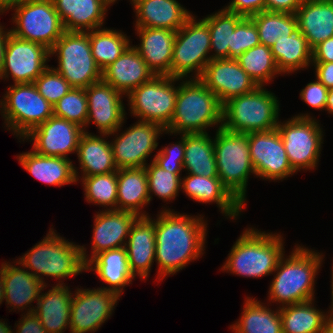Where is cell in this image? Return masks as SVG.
I'll return each instance as SVG.
<instances>
[{"label":"cell","mask_w":333,"mask_h":333,"mask_svg":"<svg viewBox=\"0 0 333 333\" xmlns=\"http://www.w3.org/2000/svg\"><path fill=\"white\" fill-rule=\"evenodd\" d=\"M75 292L70 310V333H94L110 318L120 299L116 293L101 288H77Z\"/></svg>","instance_id":"obj_16"},{"label":"cell","mask_w":333,"mask_h":333,"mask_svg":"<svg viewBox=\"0 0 333 333\" xmlns=\"http://www.w3.org/2000/svg\"><path fill=\"white\" fill-rule=\"evenodd\" d=\"M120 130L121 127L108 134V136L117 134L110 144L118 169L145 167L147 158L158 146L157 139L162 133H167L162 125L139 120L123 133H117Z\"/></svg>","instance_id":"obj_14"},{"label":"cell","mask_w":333,"mask_h":333,"mask_svg":"<svg viewBox=\"0 0 333 333\" xmlns=\"http://www.w3.org/2000/svg\"><path fill=\"white\" fill-rule=\"evenodd\" d=\"M16 158L26 171L47 185L64 186L79 181L77 169L69 158L44 156L34 150Z\"/></svg>","instance_id":"obj_29"},{"label":"cell","mask_w":333,"mask_h":333,"mask_svg":"<svg viewBox=\"0 0 333 333\" xmlns=\"http://www.w3.org/2000/svg\"><path fill=\"white\" fill-rule=\"evenodd\" d=\"M295 14L311 49L333 37V1L303 0Z\"/></svg>","instance_id":"obj_32"},{"label":"cell","mask_w":333,"mask_h":333,"mask_svg":"<svg viewBox=\"0 0 333 333\" xmlns=\"http://www.w3.org/2000/svg\"><path fill=\"white\" fill-rule=\"evenodd\" d=\"M140 44L133 47L155 75L171 76V61L176 31L135 27Z\"/></svg>","instance_id":"obj_26"},{"label":"cell","mask_w":333,"mask_h":333,"mask_svg":"<svg viewBox=\"0 0 333 333\" xmlns=\"http://www.w3.org/2000/svg\"><path fill=\"white\" fill-rule=\"evenodd\" d=\"M65 31L87 32L103 26L107 0H52Z\"/></svg>","instance_id":"obj_28"},{"label":"cell","mask_w":333,"mask_h":333,"mask_svg":"<svg viewBox=\"0 0 333 333\" xmlns=\"http://www.w3.org/2000/svg\"><path fill=\"white\" fill-rule=\"evenodd\" d=\"M94 217L90 257L86 254V248L81 246V255L85 265L101 252L125 247L130 229L139 216L130 211L104 209Z\"/></svg>","instance_id":"obj_21"},{"label":"cell","mask_w":333,"mask_h":333,"mask_svg":"<svg viewBox=\"0 0 333 333\" xmlns=\"http://www.w3.org/2000/svg\"><path fill=\"white\" fill-rule=\"evenodd\" d=\"M224 9L244 17H251L265 11V0H232Z\"/></svg>","instance_id":"obj_49"},{"label":"cell","mask_w":333,"mask_h":333,"mask_svg":"<svg viewBox=\"0 0 333 333\" xmlns=\"http://www.w3.org/2000/svg\"><path fill=\"white\" fill-rule=\"evenodd\" d=\"M108 134L94 135L84 132L78 143L77 156L82 177L117 172ZM104 137V138H103ZM83 171V172H82Z\"/></svg>","instance_id":"obj_33"},{"label":"cell","mask_w":333,"mask_h":333,"mask_svg":"<svg viewBox=\"0 0 333 333\" xmlns=\"http://www.w3.org/2000/svg\"><path fill=\"white\" fill-rule=\"evenodd\" d=\"M197 17L191 16L176 31L171 61V77L187 79L195 72L193 79H199L210 55V32L208 25ZM209 54V55H208Z\"/></svg>","instance_id":"obj_10"},{"label":"cell","mask_w":333,"mask_h":333,"mask_svg":"<svg viewBox=\"0 0 333 333\" xmlns=\"http://www.w3.org/2000/svg\"><path fill=\"white\" fill-rule=\"evenodd\" d=\"M244 16L225 10L204 17L202 20L208 25L210 32V49H214L211 60L229 59V48L231 46V34L236 25Z\"/></svg>","instance_id":"obj_40"},{"label":"cell","mask_w":333,"mask_h":333,"mask_svg":"<svg viewBox=\"0 0 333 333\" xmlns=\"http://www.w3.org/2000/svg\"><path fill=\"white\" fill-rule=\"evenodd\" d=\"M56 55L61 74L72 88H87L102 80V71L92 56L89 31H65L50 49V56Z\"/></svg>","instance_id":"obj_8"},{"label":"cell","mask_w":333,"mask_h":333,"mask_svg":"<svg viewBox=\"0 0 333 333\" xmlns=\"http://www.w3.org/2000/svg\"><path fill=\"white\" fill-rule=\"evenodd\" d=\"M241 317L230 325L234 333H282L280 309L271 310L256 298L247 297Z\"/></svg>","instance_id":"obj_37"},{"label":"cell","mask_w":333,"mask_h":333,"mask_svg":"<svg viewBox=\"0 0 333 333\" xmlns=\"http://www.w3.org/2000/svg\"><path fill=\"white\" fill-rule=\"evenodd\" d=\"M13 11L16 27L10 33L20 39L40 43L50 50L65 32L52 0H28Z\"/></svg>","instance_id":"obj_13"},{"label":"cell","mask_w":333,"mask_h":333,"mask_svg":"<svg viewBox=\"0 0 333 333\" xmlns=\"http://www.w3.org/2000/svg\"><path fill=\"white\" fill-rule=\"evenodd\" d=\"M325 110H327L329 114L333 115V88L328 89V96H327Z\"/></svg>","instance_id":"obj_58"},{"label":"cell","mask_w":333,"mask_h":333,"mask_svg":"<svg viewBox=\"0 0 333 333\" xmlns=\"http://www.w3.org/2000/svg\"><path fill=\"white\" fill-rule=\"evenodd\" d=\"M4 301V284H3V279L0 274V305Z\"/></svg>","instance_id":"obj_62"},{"label":"cell","mask_w":333,"mask_h":333,"mask_svg":"<svg viewBox=\"0 0 333 333\" xmlns=\"http://www.w3.org/2000/svg\"><path fill=\"white\" fill-rule=\"evenodd\" d=\"M135 9V27L177 31L192 14L177 0H131Z\"/></svg>","instance_id":"obj_27"},{"label":"cell","mask_w":333,"mask_h":333,"mask_svg":"<svg viewBox=\"0 0 333 333\" xmlns=\"http://www.w3.org/2000/svg\"><path fill=\"white\" fill-rule=\"evenodd\" d=\"M83 133V128L77 124L53 115L33 128L22 140L33 141L32 150L40 155L68 158L69 153L77 154Z\"/></svg>","instance_id":"obj_18"},{"label":"cell","mask_w":333,"mask_h":333,"mask_svg":"<svg viewBox=\"0 0 333 333\" xmlns=\"http://www.w3.org/2000/svg\"><path fill=\"white\" fill-rule=\"evenodd\" d=\"M22 316L20 321H18L19 323L17 325L15 323L18 329H16V333H47L34 312L26 313Z\"/></svg>","instance_id":"obj_50"},{"label":"cell","mask_w":333,"mask_h":333,"mask_svg":"<svg viewBox=\"0 0 333 333\" xmlns=\"http://www.w3.org/2000/svg\"><path fill=\"white\" fill-rule=\"evenodd\" d=\"M179 80L182 79L155 75L150 81L136 87L127 95L131 114L139 121L153 122L166 129L175 111L178 94L175 83Z\"/></svg>","instance_id":"obj_11"},{"label":"cell","mask_w":333,"mask_h":333,"mask_svg":"<svg viewBox=\"0 0 333 333\" xmlns=\"http://www.w3.org/2000/svg\"><path fill=\"white\" fill-rule=\"evenodd\" d=\"M26 1L28 0H0V14L9 9H15Z\"/></svg>","instance_id":"obj_57"},{"label":"cell","mask_w":333,"mask_h":333,"mask_svg":"<svg viewBox=\"0 0 333 333\" xmlns=\"http://www.w3.org/2000/svg\"><path fill=\"white\" fill-rule=\"evenodd\" d=\"M311 1H333V0H311Z\"/></svg>","instance_id":"obj_64"},{"label":"cell","mask_w":333,"mask_h":333,"mask_svg":"<svg viewBox=\"0 0 333 333\" xmlns=\"http://www.w3.org/2000/svg\"><path fill=\"white\" fill-rule=\"evenodd\" d=\"M277 130L295 172L317 167L323 144V131L315 118L308 113L295 115L286 122L280 121Z\"/></svg>","instance_id":"obj_12"},{"label":"cell","mask_w":333,"mask_h":333,"mask_svg":"<svg viewBox=\"0 0 333 333\" xmlns=\"http://www.w3.org/2000/svg\"><path fill=\"white\" fill-rule=\"evenodd\" d=\"M258 86L254 91L233 97L223 104L222 128L236 133L265 132L279 124V100Z\"/></svg>","instance_id":"obj_6"},{"label":"cell","mask_w":333,"mask_h":333,"mask_svg":"<svg viewBox=\"0 0 333 333\" xmlns=\"http://www.w3.org/2000/svg\"><path fill=\"white\" fill-rule=\"evenodd\" d=\"M88 203L117 210V172L81 177ZM109 206V209H108Z\"/></svg>","instance_id":"obj_43"},{"label":"cell","mask_w":333,"mask_h":333,"mask_svg":"<svg viewBox=\"0 0 333 333\" xmlns=\"http://www.w3.org/2000/svg\"><path fill=\"white\" fill-rule=\"evenodd\" d=\"M321 333H333V318L332 317H329L326 320L323 331Z\"/></svg>","instance_id":"obj_59"},{"label":"cell","mask_w":333,"mask_h":333,"mask_svg":"<svg viewBox=\"0 0 333 333\" xmlns=\"http://www.w3.org/2000/svg\"><path fill=\"white\" fill-rule=\"evenodd\" d=\"M333 265V264H332ZM332 277H331V307H329L330 308V310H328L327 311V313H328V316L329 317H332L333 318V266H332Z\"/></svg>","instance_id":"obj_61"},{"label":"cell","mask_w":333,"mask_h":333,"mask_svg":"<svg viewBox=\"0 0 333 333\" xmlns=\"http://www.w3.org/2000/svg\"><path fill=\"white\" fill-rule=\"evenodd\" d=\"M55 285L47 293H42L47 288V284L43 285L37 306L26 309L27 313H35L47 333H63L67 327L70 329L73 293L65 284Z\"/></svg>","instance_id":"obj_24"},{"label":"cell","mask_w":333,"mask_h":333,"mask_svg":"<svg viewBox=\"0 0 333 333\" xmlns=\"http://www.w3.org/2000/svg\"><path fill=\"white\" fill-rule=\"evenodd\" d=\"M111 5L114 4L117 0H107ZM131 1V0H130Z\"/></svg>","instance_id":"obj_63"},{"label":"cell","mask_w":333,"mask_h":333,"mask_svg":"<svg viewBox=\"0 0 333 333\" xmlns=\"http://www.w3.org/2000/svg\"><path fill=\"white\" fill-rule=\"evenodd\" d=\"M85 270L95 271L97 277L109 285L101 289L114 292L119 297L123 294V288L132 284L135 277L130 270L125 247L99 253L86 264Z\"/></svg>","instance_id":"obj_31"},{"label":"cell","mask_w":333,"mask_h":333,"mask_svg":"<svg viewBox=\"0 0 333 333\" xmlns=\"http://www.w3.org/2000/svg\"><path fill=\"white\" fill-rule=\"evenodd\" d=\"M38 92L54 106L72 88L53 67H48L34 82Z\"/></svg>","instance_id":"obj_47"},{"label":"cell","mask_w":333,"mask_h":333,"mask_svg":"<svg viewBox=\"0 0 333 333\" xmlns=\"http://www.w3.org/2000/svg\"><path fill=\"white\" fill-rule=\"evenodd\" d=\"M183 169L187 174L218 177L214 139L207 133H185Z\"/></svg>","instance_id":"obj_36"},{"label":"cell","mask_w":333,"mask_h":333,"mask_svg":"<svg viewBox=\"0 0 333 333\" xmlns=\"http://www.w3.org/2000/svg\"><path fill=\"white\" fill-rule=\"evenodd\" d=\"M150 203L145 167L118 169L117 210L148 216L142 209ZM141 210V211H140Z\"/></svg>","instance_id":"obj_34"},{"label":"cell","mask_w":333,"mask_h":333,"mask_svg":"<svg viewBox=\"0 0 333 333\" xmlns=\"http://www.w3.org/2000/svg\"><path fill=\"white\" fill-rule=\"evenodd\" d=\"M186 196L196 202L216 203L221 213L227 218L235 219L241 213L244 206L222 184L219 177L208 178L194 174H188L181 178V190Z\"/></svg>","instance_id":"obj_25"},{"label":"cell","mask_w":333,"mask_h":333,"mask_svg":"<svg viewBox=\"0 0 333 333\" xmlns=\"http://www.w3.org/2000/svg\"><path fill=\"white\" fill-rule=\"evenodd\" d=\"M0 333H13V330L5 321L0 320Z\"/></svg>","instance_id":"obj_60"},{"label":"cell","mask_w":333,"mask_h":333,"mask_svg":"<svg viewBox=\"0 0 333 333\" xmlns=\"http://www.w3.org/2000/svg\"><path fill=\"white\" fill-rule=\"evenodd\" d=\"M88 103L86 127L92 122L100 134H111L122 127L125 118L123 94L103 80L85 88Z\"/></svg>","instance_id":"obj_19"},{"label":"cell","mask_w":333,"mask_h":333,"mask_svg":"<svg viewBox=\"0 0 333 333\" xmlns=\"http://www.w3.org/2000/svg\"><path fill=\"white\" fill-rule=\"evenodd\" d=\"M260 44L258 30L250 17H244L231 34L229 59H237L250 48Z\"/></svg>","instance_id":"obj_46"},{"label":"cell","mask_w":333,"mask_h":333,"mask_svg":"<svg viewBox=\"0 0 333 333\" xmlns=\"http://www.w3.org/2000/svg\"><path fill=\"white\" fill-rule=\"evenodd\" d=\"M153 161L162 169L171 173H180L183 170L184 159L167 158L160 151L154 155Z\"/></svg>","instance_id":"obj_54"},{"label":"cell","mask_w":333,"mask_h":333,"mask_svg":"<svg viewBox=\"0 0 333 333\" xmlns=\"http://www.w3.org/2000/svg\"><path fill=\"white\" fill-rule=\"evenodd\" d=\"M11 262L1 264L0 274L4 284V299L11 311L15 308L25 310L33 301H38L43 283L33 276L27 269L16 267ZM29 305V306H28ZM13 307V308H12Z\"/></svg>","instance_id":"obj_30"},{"label":"cell","mask_w":333,"mask_h":333,"mask_svg":"<svg viewBox=\"0 0 333 333\" xmlns=\"http://www.w3.org/2000/svg\"><path fill=\"white\" fill-rule=\"evenodd\" d=\"M223 104L199 79H184L178 86L175 111L166 132L207 133L206 128L222 126Z\"/></svg>","instance_id":"obj_4"},{"label":"cell","mask_w":333,"mask_h":333,"mask_svg":"<svg viewBox=\"0 0 333 333\" xmlns=\"http://www.w3.org/2000/svg\"><path fill=\"white\" fill-rule=\"evenodd\" d=\"M316 78L327 88H333V62H312Z\"/></svg>","instance_id":"obj_53"},{"label":"cell","mask_w":333,"mask_h":333,"mask_svg":"<svg viewBox=\"0 0 333 333\" xmlns=\"http://www.w3.org/2000/svg\"><path fill=\"white\" fill-rule=\"evenodd\" d=\"M313 305L310 300L279 308L282 333H321L329 316Z\"/></svg>","instance_id":"obj_38"},{"label":"cell","mask_w":333,"mask_h":333,"mask_svg":"<svg viewBox=\"0 0 333 333\" xmlns=\"http://www.w3.org/2000/svg\"><path fill=\"white\" fill-rule=\"evenodd\" d=\"M181 140L175 144L162 147L159 151L167 158L184 159L185 134H180Z\"/></svg>","instance_id":"obj_55"},{"label":"cell","mask_w":333,"mask_h":333,"mask_svg":"<svg viewBox=\"0 0 333 333\" xmlns=\"http://www.w3.org/2000/svg\"><path fill=\"white\" fill-rule=\"evenodd\" d=\"M271 51L281 74L289 75L312 64V49L299 27L290 36L278 38Z\"/></svg>","instance_id":"obj_35"},{"label":"cell","mask_w":333,"mask_h":333,"mask_svg":"<svg viewBox=\"0 0 333 333\" xmlns=\"http://www.w3.org/2000/svg\"><path fill=\"white\" fill-rule=\"evenodd\" d=\"M322 253L297 245L288 258L283 255L275 269L268 300L280 307L314 300L315 279L322 266ZM282 304V305H281Z\"/></svg>","instance_id":"obj_2"},{"label":"cell","mask_w":333,"mask_h":333,"mask_svg":"<svg viewBox=\"0 0 333 333\" xmlns=\"http://www.w3.org/2000/svg\"><path fill=\"white\" fill-rule=\"evenodd\" d=\"M1 116L7 130L22 139L33 128L54 115L53 106L38 92L34 83L14 84L0 99Z\"/></svg>","instance_id":"obj_9"},{"label":"cell","mask_w":333,"mask_h":333,"mask_svg":"<svg viewBox=\"0 0 333 333\" xmlns=\"http://www.w3.org/2000/svg\"><path fill=\"white\" fill-rule=\"evenodd\" d=\"M4 28L0 24V79H2V73H3V61H4V53H5V45H6V40L9 36L10 30Z\"/></svg>","instance_id":"obj_56"},{"label":"cell","mask_w":333,"mask_h":333,"mask_svg":"<svg viewBox=\"0 0 333 333\" xmlns=\"http://www.w3.org/2000/svg\"><path fill=\"white\" fill-rule=\"evenodd\" d=\"M283 242L280 234L247 228L232 246L221 270L249 278L268 276L285 253Z\"/></svg>","instance_id":"obj_3"},{"label":"cell","mask_w":333,"mask_h":333,"mask_svg":"<svg viewBox=\"0 0 333 333\" xmlns=\"http://www.w3.org/2000/svg\"><path fill=\"white\" fill-rule=\"evenodd\" d=\"M149 198L158 196L164 201L174 200L181 191V173H171L162 169L153 160L145 166Z\"/></svg>","instance_id":"obj_44"},{"label":"cell","mask_w":333,"mask_h":333,"mask_svg":"<svg viewBox=\"0 0 333 333\" xmlns=\"http://www.w3.org/2000/svg\"><path fill=\"white\" fill-rule=\"evenodd\" d=\"M155 76L138 51L129 46L119 58L102 71V80L127 95Z\"/></svg>","instance_id":"obj_23"},{"label":"cell","mask_w":333,"mask_h":333,"mask_svg":"<svg viewBox=\"0 0 333 333\" xmlns=\"http://www.w3.org/2000/svg\"><path fill=\"white\" fill-rule=\"evenodd\" d=\"M328 89L316 78L300 92V98L309 106L317 110H325Z\"/></svg>","instance_id":"obj_48"},{"label":"cell","mask_w":333,"mask_h":333,"mask_svg":"<svg viewBox=\"0 0 333 333\" xmlns=\"http://www.w3.org/2000/svg\"><path fill=\"white\" fill-rule=\"evenodd\" d=\"M53 110L54 116L75 123L83 128L84 132L88 133L87 129H85L88 118V103L85 89L71 88L68 93L53 106Z\"/></svg>","instance_id":"obj_45"},{"label":"cell","mask_w":333,"mask_h":333,"mask_svg":"<svg viewBox=\"0 0 333 333\" xmlns=\"http://www.w3.org/2000/svg\"><path fill=\"white\" fill-rule=\"evenodd\" d=\"M207 222L201 215L178 214L165 208L155 220V262L163 280L204 254Z\"/></svg>","instance_id":"obj_1"},{"label":"cell","mask_w":333,"mask_h":333,"mask_svg":"<svg viewBox=\"0 0 333 333\" xmlns=\"http://www.w3.org/2000/svg\"><path fill=\"white\" fill-rule=\"evenodd\" d=\"M122 31L99 28L89 31L92 56L98 68L103 71L114 63L130 46V39Z\"/></svg>","instance_id":"obj_39"},{"label":"cell","mask_w":333,"mask_h":333,"mask_svg":"<svg viewBox=\"0 0 333 333\" xmlns=\"http://www.w3.org/2000/svg\"><path fill=\"white\" fill-rule=\"evenodd\" d=\"M312 62H333V37L312 49Z\"/></svg>","instance_id":"obj_52"},{"label":"cell","mask_w":333,"mask_h":333,"mask_svg":"<svg viewBox=\"0 0 333 333\" xmlns=\"http://www.w3.org/2000/svg\"><path fill=\"white\" fill-rule=\"evenodd\" d=\"M15 262L31 270L29 272L44 285L47 283L43 275L60 280L57 284H64L61 279L79 275L86 267L81 246L60 237L52 228L38 244Z\"/></svg>","instance_id":"obj_5"},{"label":"cell","mask_w":333,"mask_h":333,"mask_svg":"<svg viewBox=\"0 0 333 333\" xmlns=\"http://www.w3.org/2000/svg\"><path fill=\"white\" fill-rule=\"evenodd\" d=\"M214 152L222 184L245 206L249 175L255 174L250 158L249 133L230 132L218 127Z\"/></svg>","instance_id":"obj_7"},{"label":"cell","mask_w":333,"mask_h":333,"mask_svg":"<svg viewBox=\"0 0 333 333\" xmlns=\"http://www.w3.org/2000/svg\"><path fill=\"white\" fill-rule=\"evenodd\" d=\"M255 23L260 43L271 48L278 38L288 37L298 27L296 14L262 11L250 17Z\"/></svg>","instance_id":"obj_42"},{"label":"cell","mask_w":333,"mask_h":333,"mask_svg":"<svg viewBox=\"0 0 333 333\" xmlns=\"http://www.w3.org/2000/svg\"><path fill=\"white\" fill-rule=\"evenodd\" d=\"M250 158L255 176L263 180H284L296 173L287 158L283 140L277 128L249 133Z\"/></svg>","instance_id":"obj_17"},{"label":"cell","mask_w":333,"mask_h":333,"mask_svg":"<svg viewBox=\"0 0 333 333\" xmlns=\"http://www.w3.org/2000/svg\"><path fill=\"white\" fill-rule=\"evenodd\" d=\"M50 50L37 42L9 33L6 40L2 79L11 76L14 84L33 83L48 67Z\"/></svg>","instance_id":"obj_15"},{"label":"cell","mask_w":333,"mask_h":333,"mask_svg":"<svg viewBox=\"0 0 333 333\" xmlns=\"http://www.w3.org/2000/svg\"><path fill=\"white\" fill-rule=\"evenodd\" d=\"M242 69L258 86H264L281 74L273 58L271 48L258 44L236 59Z\"/></svg>","instance_id":"obj_41"},{"label":"cell","mask_w":333,"mask_h":333,"mask_svg":"<svg viewBox=\"0 0 333 333\" xmlns=\"http://www.w3.org/2000/svg\"><path fill=\"white\" fill-rule=\"evenodd\" d=\"M199 80L224 104L229 99L254 91L258 85L236 59L210 60Z\"/></svg>","instance_id":"obj_20"},{"label":"cell","mask_w":333,"mask_h":333,"mask_svg":"<svg viewBox=\"0 0 333 333\" xmlns=\"http://www.w3.org/2000/svg\"><path fill=\"white\" fill-rule=\"evenodd\" d=\"M303 0H265V10L295 14Z\"/></svg>","instance_id":"obj_51"},{"label":"cell","mask_w":333,"mask_h":333,"mask_svg":"<svg viewBox=\"0 0 333 333\" xmlns=\"http://www.w3.org/2000/svg\"><path fill=\"white\" fill-rule=\"evenodd\" d=\"M127 239L125 248L130 270L135 277L145 280L155 261V219L139 216Z\"/></svg>","instance_id":"obj_22"}]
</instances>
